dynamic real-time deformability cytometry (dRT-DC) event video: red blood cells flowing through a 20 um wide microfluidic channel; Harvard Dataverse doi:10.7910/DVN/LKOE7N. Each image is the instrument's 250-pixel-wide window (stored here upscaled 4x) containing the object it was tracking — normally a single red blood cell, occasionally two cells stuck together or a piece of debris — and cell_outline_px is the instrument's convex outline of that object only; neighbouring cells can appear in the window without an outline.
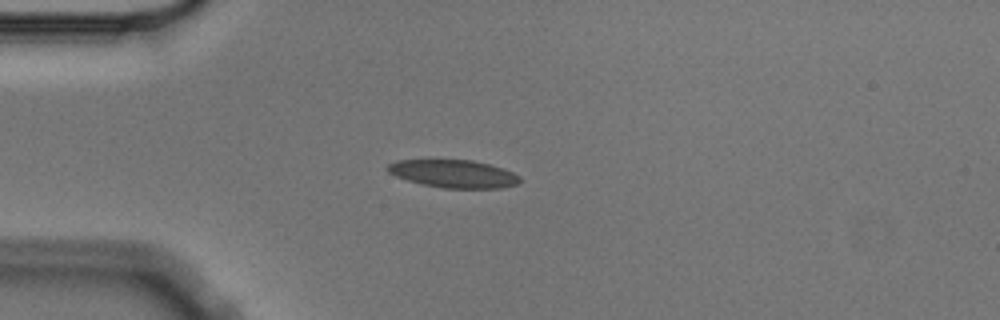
{"species": "Egyptian fruit bat (a non-hibernating species)", "species_latin": "Rousettus aegyptiacus", "temperature_condition": "cold", "stored_images_in_passage": 5, "camera_frame_rate_fps": 3000, "um_per_image_px": 0.085, "animal": {"sex": "male"}, "frame": {"image": 1, "passage_image": 4, "time_ms": 1.0, "image_size_px": [1000, 320], "cell_outline_px": [[520, 180], [516, 184], [500, 188], [444, 188], [424, 184], [408, 180], [396, 176], [388, 172], [384, 168], [388, 164], [396, 160], [472, 160], [504, 168], [520, 176]], "centroid_in_image_um": [38.54, 14.76], "position_along_channel_um": 46.5, "area_um2": 21.33}}
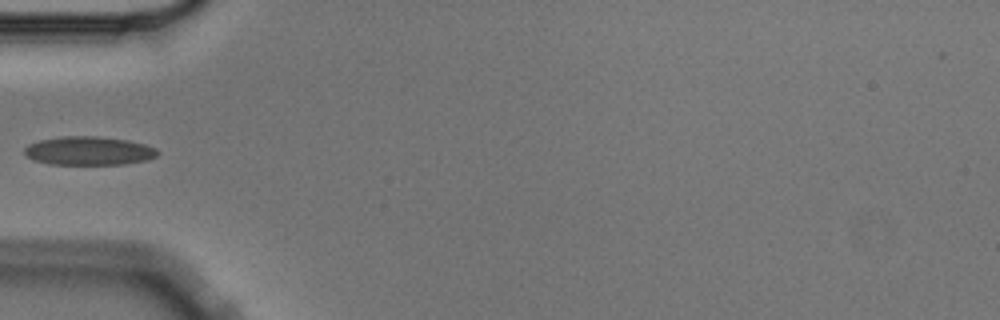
{"frame": {"image": 2, "passage_image": 5, "time_ms": 1.333, "image_size_px": [1000, 320], "cell_outline_px": [[160, 152], [156, 156], [148, 160], [124, 164], [48, 164], [36, 160], [28, 156], [24, 152], [24, 148], [28, 144], [40, 140], [60, 136], [96, 136], [128, 140], [144, 144], [156, 148]], "centroid_in_image_um": [7.57, 12.81], "position_along_channel_um": 77.4, "area_um2": 22.2}}